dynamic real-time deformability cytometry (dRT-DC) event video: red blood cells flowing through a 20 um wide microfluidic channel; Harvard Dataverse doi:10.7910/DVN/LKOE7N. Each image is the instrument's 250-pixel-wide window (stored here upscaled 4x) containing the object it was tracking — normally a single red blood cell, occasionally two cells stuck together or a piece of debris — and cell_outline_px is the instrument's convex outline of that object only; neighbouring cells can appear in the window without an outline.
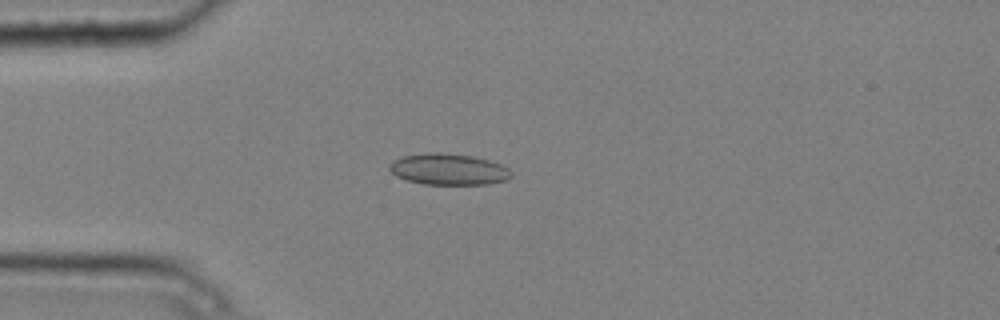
{"species": "common noctule bat (a hibernating species)", "species_latin": "Nyctalus noctula", "temperature_condition": "cold", "stored_images_in_passage": 7, "camera_frame_rate_fps": 3000, "um_per_image_px": 0.085, "animal": {"sex": "male", "body_mass_g": 20.4}, "frame": {"image": 1, "passage_image": 4, "time_ms": 1.0, "image_size_px": [1000, 320], "cell_outline_px": [[512, 176], [508, 180], [488, 184], [424, 184], [408, 180], [396, 176], [388, 168], [388, 164], [392, 160], [400, 156], [428, 152], [440, 152], [472, 156], [488, 160], [500, 164], [508, 168], [512, 172]], "centroid_in_image_um": [38.1, 14.38], "position_along_channel_um": 46.9, "area_um2": 22.37}}
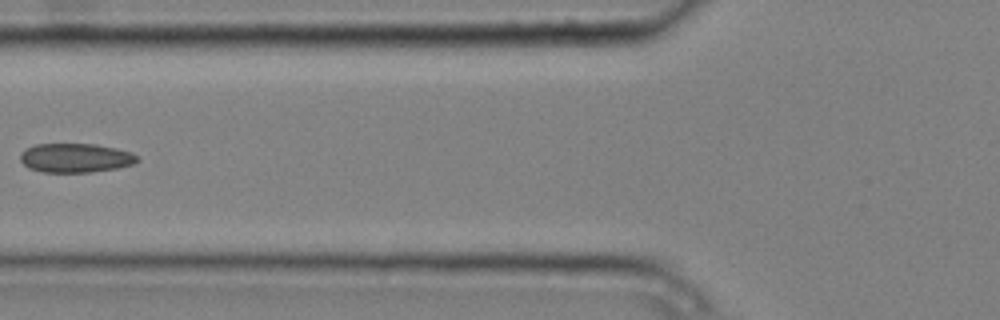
{"frame": {"image": 2, "passage_image": 6, "time_ms": 1.667, "image_size_px": [1000, 320], "cell_outline_px": [[140, 160], [132, 164], [116, 168], [92, 172], [40, 172], [28, 168], [20, 160], [20, 156], [24, 148], [36, 144], [96, 144], [116, 148], [132, 152]], "centroid_in_image_um": [6.39, 13.42], "position_along_channel_um": 119.4, "area_um2": 19.94}}
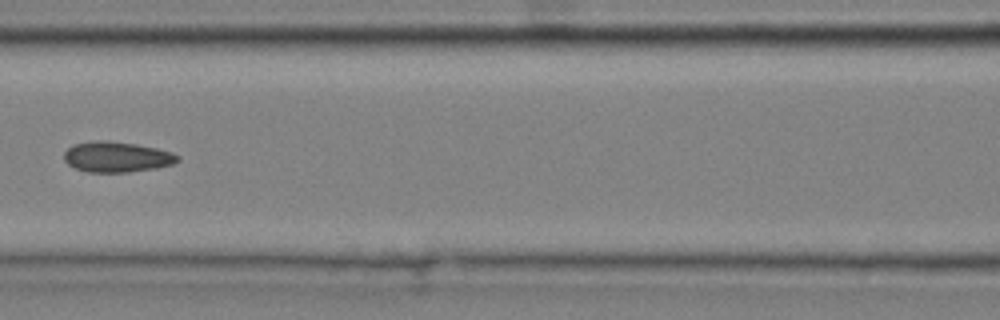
{"frame": {"image": 3, "passage_image": 7, "time_ms": 2.0, "image_size_px": [1000, 320], "cell_outline_px": [[180, 160], [172, 164], [156, 168], [128, 172], [88, 172], [76, 168], [68, 164], [64, 160], [64, 152], [72, 144], [96, 140], [100, 140], [136, 144], [156, 148], [172, 152], [180, 156]], "centroid_in_image_um": [9.92, 13.34], "position_along_channel_um": 156.7, "area_um2": 20.17}}